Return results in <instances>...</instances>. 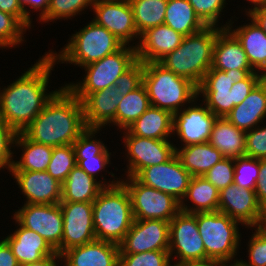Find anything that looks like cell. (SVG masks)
<instances>
[{
  "mask_svg": "<svg viewBox=\"0 0 266 266\" xmlns=\"http://www.w3.org/2000/svg\"><path fill=\"white\" fill-rule=\"evenodd\" d=\"M62 260L61 255L55 253L52 256L43 258L42 260L35 261L32 263L19 264V266H59V262ZM58 262V263H57Z\"/></svg>",
  "mask_w": 266,
  "mask_h": 266,
  "instance_id": "cell-56",
  "label": "cell"
},
{
  "mask_svg": "<svg viewBox=\"0 0 266 266\" xmlns=\"http://www.w3.org/2000/svg\"><path fill=\"white\" fill-rule=\"evenodd\" d=\"M248 9L246 11L247 16L252 18L266 33V3L262 6Z\"/></svg>",
  "mask_w": 266,
  "mask_h": 266,
  "instance_id": "cell-55",
  "label": "cell"
},
{
  "mask_svg": "<svg viewBox=\"0 0 266 266\" xmlns=\"http://www.w3.org/2000/svg\"><path fill=\"white\" fill-rule=\"evenodd\" d=\"M212 68L221 71L252 69L241 43L227 28H223L216 36Z\"/></svg>",
  "mask_w": 266,
  "mask_h": 266,
  "instance_id": "cell-28",
  "label": "cell"
},
{
  "mask_svg": "<svg viewBox=\"0 0 266 266\" xmlns=\"http://www.w3.org/2000/svg\"><path fill=\"white\" fill-rule=\"evenodd\" d=\"M164 24L183 36L197 33L207 26L188 0H168Z\"/></svg>",
  "mask_w": 266,
  "mask_h": 266,
  "instance_id": "cell-34",
  "label": "cell"
},
{
  "mask_svg": "<svg viewBox=\"0 0 266 266\" xmlns=\"http://www.w3.org/2000/svg\"><path fill=\"white\" fill-rule=\"evenodd\" d=\"M111 153L106 149L102 154L93 156H84V160H76L77 166L83 169L88 175L94 179H98L97 174L110 163ZM97 173V174H96Z\"/></svg>",
  "mask_w": 266,
  "mask_h": 266,
  "instance_id": "cell-49",
  "label": "cell"
},
{
  "mask_svg": "<svg viewBox=\"0 0 266 266\" xmlns=\"http://www.w3.org/2000/svg\"><path fill=\"white\" fill-rule=\"evenodd\" d=\"M226 266H243V265L239 263L238 259H235L233 263L226 264Z\"/></svg>",
  "mask_w": 266,
  "mask_h": 266,
  "instance_id": "cell-61",
  "label": "cell"
},
{
  "mask_svg": "<svg viewBox=\"0 0 266 266\" xmlns=\"http://www.w3.org/2000/svg\"><path fill=\"white\" fill-rule=\"evenodd\" d=\"M94 3L95 0H50L46 14L39 20L47 23L57 19H71L85 8H91Z\"/></svg>",
  "mask_w": 266,
  "mask_h": 266,
  "instance_id": "cell-38",
  "label": "cell"
},
{
  "mask_svg": "<svg viewBox=\"0 0 266 266\" xmlns=\"http://www.w3.org/2000/svg\"><path fill=\"white\" fill-rule=\"evenodd\" d=\"M255 193L258 203L266 209V159H260L259 178L256 184Z\"/></svg>",
  "mask_w": 266,
  "mask_h": 266,
  "instance_id": "cell-52",
  "label": "cell"
},
{
  "mask_svg": "<svg viewBox=\"0 0 266 266\" xmlns=\"http://www.w3.org/2000/svg\"><path fill=\"white\" fill-rule=\"evenodd\" d=\"M0 11L15 16L27 29L31 28L32 19L25 15L18 0H0Z\"/></svg>",
  "mask_w": 266,
  "mask_h": 266,
  "instance_id": "cell-51",
  "label": "cell"
},
{
  "mask_svg": "<svg viewBox=\"0 0 266 266\" xmlns=\"http://www.w3.org/2000/svg\"><path fill=\"white\" fill-rule=\"evenodd\" d=\"M76 165L73 145H62L53 147L52 157L46 171L63 183Z\"/></svg>",
  "mask_w": 266,
  "mask_h": 266,
  "instance_id": "cell-37",
  "label": "cell"
},
{
  "mask_svg": "<svg viewBox=\"0 0 266 266\" xmlns=\"http://www.w3.org/2000/svg\"><path fill=\"white\" fill-rule=\"evenodd\" d=\"M137 60L136 47L123 45L116 52L82 67L86 73L82 81L65 86L82 101L89 93L115 86L117 79Z\"/></svg>",
  "mask_w": 266,
  "mask_h": 266,
  "instance_id": "cell-8",
  "label": "cell"
},
{
  "mask_svg": "<svg viewBox=\"0 0 266 266\" xmlns=\"http://www.w3.org/2000/svg\"><path fill=\"white\" fill-rule=\"evenodd\" d=\"M27 28L13 15L0 11V48L19 46ZM24 33V34H23Z\"/></svg>",
  "mask_w": 266,
  "mask_h": 266,
  "instance_id": "cell-40",
  "label": "cell"
},
{
  "mask_svg": "<svg viewBox=\"0 0 266 266\" xmlns=\"http://www.w3.org/2000/svg\"><path fill=\"white\" fill-rule=\"evenodd\" d=\"M16 132L7 124V122L0 116V170L8 169L13 166V154L11 147H15L14 141Z\"/></svg>",
  "mask_w": 266,
  "mask_h": 266,
  "instance_id": "cell-45",
  "label": "cell"
},
{
  "mask_svg": "<svg viewBox=\"0 0 266 266\" xmlns=\"http://www.w3.org/2000/svg\"><path fill=\"white\" fill-rule=\"evenodd\" d=\"M190 266H226V264L220 261H207V262L191 263Z\"/></svg>",
  "mask_w": 266,
  "mask_h": 266,
  "instance_id": "cell-58",
  "label": "cell"
},
{
  "mask_svg": "<svg viewBox=\"0 0 266 266\" xmlns=\"http://www.w3.org/2000/svg\"><path fill=\"white\" fill-rule=\"evenodd\" d=\"M92 9L96 14L93 21L106 28L124 45L140 39L129 0H95Z\"/></svg>",
  "mask_w": 266,
  "mask_h": 266,
  "instance_id": "cell-16",
  "label": "cell"
},
{
  "mask_svg": "<svg viewBox=\"0 0 266 266\" xmlns=\"http://www.w3.org/2000/svg\"><path fill=\"white\" fill-rule=\"evenodd\" d=\"M19 228L8 235L4 240L9 244L19 264L32 263L52 256L56 251L37 232L22 227L16 220Z\"/></svg>",
  "mask_w": 266,
  "mask_h": 266,
  "instance_id": "cell-26",
  "label": "cell"
},
{
  "mask_svg": "<svg viewBox=\"0 0 266 266\" xmlns=\"http://www.w3.org/2000/svg\"><path fill=\"white\" fill-rule=\"evenodd\" d=\"M250 19L251 23L239 26L237 29L232 30L234 22H231V19L221 27L227 28L241 43L252 69L264 75L266 73V33L252 18Z\"/></svg>",
  "mask_w": 266,
  "mask_h": 266,
  "instance_id": "cell-25",
  "label": "cell"
},
{
  "mask_svg": "<svg viewBox=\"0 0 266 266\" xmlns=\"http://www.w3.org/2000/svg\"><path fill=\"white\" fill-rule=\"evenodd\" d=\"M149 107L148 93L142 83L138 88L125 95L118 104L116 126L118 129H128Z\"/></svg>",
  "mask_w": 266,
  "mask_h": 266,
  "instance_id": "cell-35",
  "label": "cell"
},
{
  "mask_svg": "<svg viewBox=\"0 0 266 266\" xmlns=\"http://www.w3.org/2000/svg\"><path fill=\"white\" fill-rule=\"evenodd\" d=\"M153 250H169V222L136 220L119 243V254H135Z\"/></svg>",
  "mask_w": 266,
  "mask_h": 266,
  "instance_id": "cell-18",
  "label": "cell"
},
{
  "mask_svg": "<svg viewBox=\"0 0 266 266\" xmlns=\"http://www.w3.org/2000/svg\"><path fill=\"white\" fill-rule=\"evenodd\" d=\"M263 80L266 82V73L263 75Z\"/></svg>",
  "mask_w": 266,
  "mask_h": 266,
  "instance_id": "cell-62",
  "label": "cell"
},
{
  "mask_svg": "<svg viewBox=\"0 0 266 266\" xmlns=\"http://www.w3.org/2000/svg\"><path fill=\"white\" fill-rule=\"evenodd\" d=\"M192 104L173 115L172 134L184 142L182 145L203 144L209 141L213 125L218 118L203 103ZM194 103V105H193Z\"/></svg>",
  "mask_w": 266,
  "mask_h": 266,
  "instance_id": "cell-17",
  "label": "cell"
},
{
  "mask_svg": "<svg viewBox=\"0 0 266 266\" xmlns=\"http://www.w3.org/2000/svg\"><path fill=\"white\" fill-rule=\"evenodd\" d=\"M224 118L244 132L262 123L266 118V82L262 79Z\"/></svg>",
  "mask_w": 266,
  "mask_h": 266,
  "instance_id": "cell-24",
  "label": "cell"
},
{
  "mask_svg": "<svg viewBox=\"0 0 266 266\" xmlns=\"http://www.w3.org/2000/svg\"><path fill=\"white\" fill-rule=\"evenodd\" d=\"M234 159L224 158L203 176L219 191L234 183Z\"/></svg>",
  "mask_w": 266,
  "mask_h": 266,
  "instance_id": "cell-43",
  "label": "cell"
},
{
  "mask_svg": "<svg viewBox=\"0 0 266 266\" xmlns=\"http://www.w3.org/2000/svg\"><path fill=\"white\" fill-rule=\"evenodd\" d=\"M55 64L47 52L21 77L0 90V116L16 133L23 132L58 91L46 92Z\"/></svg>",
  "mask_w": 266,
  "mask_h": 266,
  "instance_id": "cell-1",
  "label": "cell"
},
{
  "mask_svg": "<svg viewBox=\"0 0 266 266\" xmlns=\"http://www.w3.org/2000/svg\"><path fill=\"white\" fill-rule=\"evenodd\" d=\"M14 146L22 147L21 158L13 161L10 171H46L50 163L53 147L30 140L23 132L17 133Z\"/></svg>",
  "mask_w": 266,
  "mask_h": 266,
  "instance_id": "cell-33",
  "label": "cell"
},
{
  "mask_svg": "<svg viewBox=\"0 0 266 266\" xmlns=\"http://www.w3.org/2000/svg\"><path fill=\"white\" fill-rule=\"evenodd\" d=\"M123 97L116 86L89 93L81 101L87 128L102 129L108 124L116 125L117 106Z\"/></svg>",
  "mask_w": 266,
  "mask_h": 266,
  "instance_id": "cell-22",
  "label": "cell"
},
{
  "mask_svg": "<svg viewBox=\"0 0 266 266\" xmlns=\"http://www.w3.org/2000/svg\"><path fill=\"white\" fill-rule=\"evenodd\" d=\"M143 84L146 87L150 105L171 114L182 110L198 97L197 86L189 79L176 75L159 62L144 63Z\"/></svg>",
  "mask_w": 266,
  "mask_h": 266,
  "instance_id": "cell-5",
  "label": "cell"
},
{
  "mask_svg": "<svg viewBox=\"0 0 266 266\" xmlns=\"http://www.w3.org/2000/svg\"><path fill=\"white\" fill-rule=\"evenodd\" d=\"M173 114L151 106L127 129L132 135L168 140L171 138Z\"/></svg>",
  "mask_w": 266,
  "mask_h": 266,
  "instance_id": "cell-31",
  "label": "cell"
},
{
  "mask_svg": "<svg viewBox=\"0 0 266 266\" xmlns=\"http://www.w3.org/2000/svg\"><path fill=\"white\" fill-rule=\"evenodd\" d=\"M26 197L25 204H57L62 197V183L47 171H9Z\"/></svg>",
  "mask_w": 266,
  "mask_h": 266,
  "instance_id": "cell-20",
  "label": "cell"
},
{
  "mask_svg": "<svg viewBox=\"0 0 266 266\" xmlns=\"http://www.w3.org/2000/svg\"><path fill=\"white\" fill-rule=\"evenodd\" d=\"M87 129L81 101L64 85L23 133L52 147L71 145Z\"/></svg>",
  "mask_w": 266,
  "mask_h": 266,
  "instance_id": "cell-2",
  "label": "cell"
},
{
  "mask_svg": "<svg viewBox=\"0 0 266 266\" xmlns=\"http://www.w3.org/2000/svg\"><path fill=\"white\" fill-rule=\"evenodd\" d=\"M168 0H129L139 36L147 29L164 24Z\"/></svg>",
  "mask_w": 266,
  "mask_h": 266,
  "instance_id": "cell-36",
  "label": "cell"
},
{
  "mask_svg": "<svg viewBox=\"0 0 266 266\" xmlns=\"http://www.w3.org/2000/svg\"><path fill=\"white\" fill-rule=\"evenodd\" d=\"M259 170L260 159L246 155L234 159V184L239 188L255 190Z\"/></svg>",
  "mask_w": 266,
  "mask_h": 266,
  "instance_id": "cell-39",
  "label": "cell"
},
{
  "mask_svg": "<svg viewBox=\"0 0 266 266\" xmlns=\"http://www.w3.org/2000/svg\"><path fill=\"white\" fill-rule=\"evenodd\" d=\"M254 72L253 69L221 71L211 67L197 87L198 97L203 95L202 102L217 117H225L234 108L233 95L230 91L233 84L246 79Z\"/></svg>",
  "mask_w": 266,
  "mask_h": 266,
  "instance_id": "cell-10",
  "label": "cell"
},
{
  "mask_svg": "<svg viewBox=\"0 0 266 266\" xmlns=\"http://www.w3.org/2000/svg\"><path fill=\"white\" fill-rule=\"evenodd\" d=\"M135 178L140 183L169 194L181 202L192 175L182 166L175 154L165 163L142 169Z\"/></svg>",
  "mask_w": 266,
  "mask_h": 266,
  "instance_id": "cell-14",
  "label": "cell"
},
{
  "mask_svg": "<svg viewBox=\"0 0 266 266\" xmlns=\"http://www.w3.org/2000/svg\"><path fill=\"white\" fill-rule=\"evenodd\" d=\"M92 203L96 240L119 244L134 222L128 190L121 182L105 187Z\"/></svg>",
  "mask_w": 266,
  "mask_h": 266,
  "instance_id": "cell-4",
  "label": "cell"
},
{
  "mask_svg": "<svg viewBox=\"0 0 266 266\" xmlns=\"http://www.w3.org/2000/svg\"><path fill=\"white\" fill-rule=\"evenodd\" d=\"M224 158L236 159L246 155V132L240 130L224 117H218L208 141Z\"/></svg>",
  "mask_w": 266,
  "mask_h": 266,
  "instance_id": "cell-29",
  "label": "cell"
},
{
  "mask_svg": "<svg viewBox=\"0 0 266 266\" xmlns=\"http://www.w3.org/2000/svg\"><path fill=\"white\" fill-rule=\"evenodd\" d=\"M195 13L207 26H218L219 17L225 8L226 0H188ZM220 15V16H219Z\"/></svg>",
  "mask_w": 266,
  "mask_h": 266,
  "instance_id": "cell-44",
  "label": "cell"
},
{
  "mask_svg": "<svg viewBox=\"0 0 266 266\" xmlns=\"http://www.w3.org/2000/svg\"><path fill=\"white\" fill-rule=\"evenodd\" d=\"M99 130L101 129L87 128L72 144L76 160H84V156L95 157L102 154L107 149L103 141H99L95 137V134L99 133Z\"/></svg>",
  "mask_w": 266,
  "mask_h": 266,
  "instance_id": "cell-42",
  "label": "cell"
},
{
  "mask_svg": "<svg viewBox=\"0 0 266 266\" xmlns=\"http://www.w3.org/2000/svg\"><path fill=\"white\" fill-rule=\"evenodd\" d=\"M170 263L171 261L167 264V266H190V263L175 262L174 265H171Z\"/></svg>",
  "mask_w": 266,
  "mask_h": 266,
  "instance_id": "cell-60",
  "label": "cell"
},
{
  "mask_svg": "<svg viewBox=\"0 0 266 266\" xmlns=\"http://www.w3.org/2000/svg\"><path fill=\"white\" fill-rule=\"evenodd\" d=\"M187 200L193 203L192 207L185 205L184 201ZM218 205L219 190L203 176H194L180 202V211L192 214L215 212L218 211Z\"/></svg>",
  "mask_w": 266,
  "mask_h": 266,
  "instance_id": "cell-32",
  "label": "cell"
},
{
  "mask_svg": "<svg viewBox=\"0 0 266 266\" xmlns=\"http://www.w3.org/2000/svg\"><path fill=\"white\" fill-rule=\"evenodd\" d=\"M263 79L259 72L251 73L246 79L233 84L232 91L234 107L239 105L252 91V89Z\"/></svg>",
  "mask_w": 266,
  "mask_h": 266,
  "instance_id": "cell-50",
  "label": "cell"
},
{
  "mask_svg": "<svg viewBox=\"0 0 266 266\" xmlns=\"http://www.w3.org/2000/svg\"><path fill=\"white\" fill-rule=\"evenodd\" d=\"M246 156L266 159V126H256L246 132Z\"/></svg>",
  "mask_w": 266,
  "mask_h": 266,
  "instance_id": "cell-48",
  "label": "cell"
},
{
  "mask_svg": "<svg viewBox=\"0 0 266 266\" xmlns=\"http://www.w3.org/2000/svg\"><path fill=\"white\" fill-rule=\"evenodd\" d=\"M176 149V156L182 166L194 176H204L208 170L224 159L222 153L210 143L181 145Z\"/></svg>",
  "mask_w": 266,
  "mask_h": 266,
  "instance_id": "cell-30",
  "label": "cell"
},
{
  "mask_svg": "<svg viewBox=\"0 0 266 266\" xmlns=\"http://www.w3.org/2000/svg\"><path fill=\"white\" fill-rule=\"evenodd\" d=\"M70 37L67 45L59 53L49 50L57 64L66 62L81 68L116 52L124 45L93 20Z\"/></svg>",
  "mask_w": 266,
  "mask_h": 266,
  "instance_id": "cell-6",
  "label": "cell"
},
{
  "mask_svg": "<svg viewBox=\"0 0 266 266\" xmlns=\"http://www.w3.org/2000/svg\"><path fill=\"white\" fill-rule=\"evenodd\" d=\"M247 1H249L248 3L254 4V5H252V6H254L252 8L262 6L263 4L266 3V0H247Z\"/></svg>",
  "mask_w": 266,
  "mask_h": 266,
  "instance_id": "cell-59",
  "label": "cell"
},
{
  "mask_svg": "<svg viewBox=\"0 0 266 266\" xmlns=\"http://www.w3.org/2000/svg\"><path fill=\"white\" fill-rule=\"evenodd\" d=\"M144 63L137 60L128 70H126L116 81L117 91L122 95H127L143 83Z\"/></svg>",
  "mask_w": 266,
  "mask_h": 266,
  "instance_id": "cell-47",
  "label": "cell"
},
{
  "mask_svg": "<svg viewBox=\"0 0 266 266\" xmlns=\"http://www.w3.org/2000/svg\"><path fill=\"white\" fill-rule=\"evenodd\" d=\"M254 234L248 241V262L238 260L243 266H266V236L256 227Z\"/></svg>",
  "mask_w": 266,
  "mask_h": 266,
  "instance_id": "cell-46",
  "label": "cell"
},
{
  "mask_svg": "<svg viewBox=\"0 0 266 266\" xmlns=\"http://www.w3.org/2000/svg\"><path fill=\"white\" fill-rule=\"evenodd\" d=\"M123 134L128 158L126 177H135L142 169L165 163L176 154L175 144L170 140L135 136L127 129Z\"/></svg>",
  "mask_w": 266,
  "mask_h": 266,
  "instance_id": "cell-13",
  "label": "cell"
},
{
  "mask_svg": "<svg viewBox=\"0 0 266 266\" xmlns=\"http://www.w3.org/2000/svg\"><path fill=\"white\" fill-rule=\"evenodd\" d=\"M64 266H119V244L95 240L61 254Z\"/></svg>",
  "mask_w": 266,
  "mask_h": 266,
  "instance_id": "cell-23",
  "label": "cell"
},
{
  "mask_svg": "<svg viewBox=\"0 0 266 266\" xmlns=\"http://www.w3.org/2000/svg\"><path fill=\"white\" fill-rule=\"evenodd\" d=\"M184 36L162 24L147 29L140 35L136 47L137 58L143 63L159 62L182 43Z\"/></svg>",
  "mask_w": 266,
  "mask_h": 266,
  "instance_id": "cell-21",
  "label": "cell"
},
{
  "mask_svg": "<svg viewBox=\"0 0 266 266\" xmlns=\"http://www.w3.org/2000/svg\"><path fill=\"white\" fill-rule=\"evenodd\" d=\"M121 183L131 198L134 219L163 220L170 222L180 211V202L173 196L140 183L135 177H127Z\"/></svg>",
  "mask_w": 266,
  "mask_h": 266,
  "instance_id": "cell-9",
  "label": "cell"
},
{
  "mask_svg": "<svg viewBox=\"0 0 266 266\" xmlns=\"http://www.w3.org/2000/svg\"><path fill=\"white\" fill-rule=\"evenodd\" d=\"M22 227L41 235L61 255L63 215L60 204H24L13 214Z\"/></svg>",
  "mask_w": 266,
  "mask_h": 266,
  "instance_id": "cell-12",
  "label": "cell"
},
{
  "mask_svg": "<svg viewBox=\"0 0 266 266\" xmlns=\"http://www.w3.org/2000/svg\"><path fill=\"white\" fill-rule=\"evenodd\" d=\"M63 215L61 254L96 240L92 202H60Z\"/></svg>",
  "mask_w": 266,
  "mask_h": 266,
  "instance_id": "cell-15",
  "label": "cell"
},
{
  "mask_svg": "<svg viewBox=\"0 0 266 266\" xmlns=\"http://www.w3.org/2000/svg\"><path fill=\"white\" fill-rule=\"evenodd\" d=\"M200 237L204 243L205 262L232 263L240 245L239 222L220 211L195 213Z\"/></svg>",
  "mask_w": 266,
  "mask_h": 266,
  "instance_id": "cell-7",
  "label": "cell"
},
{
  "mask_svg": "<svg viewBox=\"0 0 266 266\" xmlns=\"http://www.w3.org/2000/svg\"><path fill=\"white\" fill-rule=\"evenodd\" d=\"M114 178L109 183L97 181L77 165L62 183L60 202H93L105 187L118 185L121 180Z\"/></svg>",
  "mask_w": 266,
  "mask_h": 266,
  "instance_id": "cell-27",
  "label": "cell"
},
{
  "mask_svg": "<svg viewBox=\"0 0 266 266\" xmlns=\"http://www.w3.org/2000/svg\"><path fill=\"white\" fill-rule=\"evenodd\" d=\"M50 0H18L20 6L22 7L25 15L29 18L31 16L30 14V11H31V8L32 10H36L40 12L39 14V18L41 19L47 12V9H48V3H49ZM26 6H29L31 8H29L30 10L28 11L26 8Z\"/></svg>",
  "mask_w": 266,
  "mask_h": 266,
  "instance_id": "cell-53",
  "label": "cell"
},
{
  "mask_svg": "<svg viewBox=\"0 0 266 266\" xmlns=\"http://www.w3.org/2000/svg\"><path fill=\"white\" fill-rule=\"evenodd\" d=\"M0 266H19L11 247L4 239L0 241Z\"/></svg>",
  "mask_w": 266,
  "mask_h": 266,
  "instance_id": "cell-54",
  "label": "cell"
},
{
  "mask_svg": "<svg viewBox=\"0 0 266 266\" xmlns=\"http://www.w3.org/2000/svg\"><path fill=\"white\" fill-rule=\"evenodd\" d=\"M223 28L206 26L201 31L184 36L182 43L159 63L176 75L189 79L197 87L212 67L213 48L217 34Z\"/></svg>",
  "mask_w": 266,
  "mask_h": 266,
  "instance_id": "cell-3",
  "label": "cell"
},
{
  "mask_svg": "<svg viewBox=\"0 0 266 266\" xmlns=\"http://www.w3.org/2000/svg\"><path fill=\"white\" fill-rule=\"evenodd\" d=\"M263 235L266 236V209H264V212L262 213V216L260 217L259 223L256 227Z\"/></svg>",
  "mask_w": 266,
  "mask_h": 266,
  "instance_id": "cell-57",
  "label": "cell"
},
{
  "mask_svg": "<svg viewBox=\"0 0 266 266\" xmlns=\"http://www.w3.org/2000/svg\"><path fill=\"white\" fill-rule=\"evenodd\" d=\"M218 211L249 228L257 227L264 209L255 190L239 188L234 183L219 191Z\"/></svg>",
  "mask_w": 266,
  "mask_h": 266,
  "instance_id": "cell-19",
  "label": "cell"
},
{
  "mask_svg": "<svg viewBox=\"0 0 266 266\" xmlns=\"http://www.w3.org/2000/svg\"><path fill=\"white\" fill-rule=\"evenodd\" d=\"M169 250H153L135 254H119V266H167Z\"/></svg>",
  "mask_w": 266,
  "mask_h": 266,
  "instance_id": "cell-41",
  "label": "cell"
},
{
  "mask_svg": "<svg viewBox=\"0 0 266 266\" xmlns=\"http://www.w3.org/2000/svg\"><path fill=\"white\" fill-rule=\"evenodd\" d=\"M169 254L178 262H205V249L200 237L196 216L179 211L169 222Z\"/></svg>",
  "mask_w": 266,
  "mask_h": 266,
  "instance_id": "cell-11",
  "label": "cell"
}]
</instances>
